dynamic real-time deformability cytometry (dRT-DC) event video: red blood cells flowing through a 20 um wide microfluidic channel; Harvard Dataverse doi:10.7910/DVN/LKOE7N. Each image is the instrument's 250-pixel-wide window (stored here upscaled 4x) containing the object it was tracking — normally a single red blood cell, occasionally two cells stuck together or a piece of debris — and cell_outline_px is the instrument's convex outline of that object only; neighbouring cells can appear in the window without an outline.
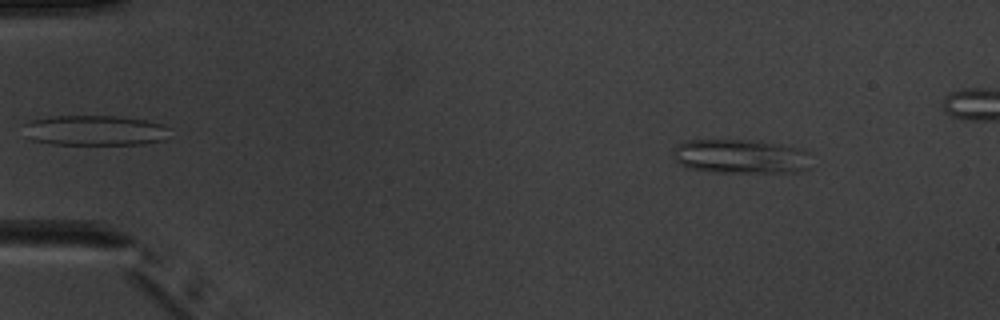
{"species": "common noctule bat (a hibernating species)", "species_latin": "Nyctalus noctula", "temperature_condition": "warm", "stored_images_in_passage": 5, "camera_frame_rate_fps": 3000, "um_per_image_px": 0.085, "animal": {"sex": "male", "body_mass_g": 20.1, "forearm_length_mm": 53.5}, "frame": {"image": 1, "passage_image": 1, "time_ms": 0.0, "image_size_px": [1000, 320], "cell_outline_px": [[812, 168], [800, 172], [712, 172], [688, 168], [680, 164], [672, 156], [672, 148], [688, 140], [760, 140], [788, 144], [800, 148], [808, 152]], "centroid_in_image_um": [63.02, 13.29], "position_along_channel_um": 22.0, "area_um2": 28.26}}
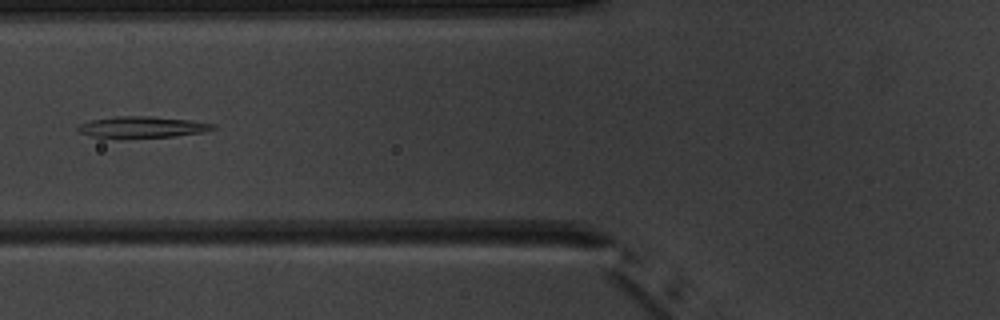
{"frame": {"image": 2, "passage_image": 5, "time_ms": 4.667, "image_size_px": [1000, 320], "cell_outline_px": [[216, 128], [204, 132], [172, 136], [92, 136], [80, 132], [76, 128], [76, 124], [92, 120], [116, 116], [152, 116], [192, 120], [216, 124]], "centroid_in_image_um": [12.13, 10.76], "position_along_channel_um": 113.7, "area_um2": 16.24}}